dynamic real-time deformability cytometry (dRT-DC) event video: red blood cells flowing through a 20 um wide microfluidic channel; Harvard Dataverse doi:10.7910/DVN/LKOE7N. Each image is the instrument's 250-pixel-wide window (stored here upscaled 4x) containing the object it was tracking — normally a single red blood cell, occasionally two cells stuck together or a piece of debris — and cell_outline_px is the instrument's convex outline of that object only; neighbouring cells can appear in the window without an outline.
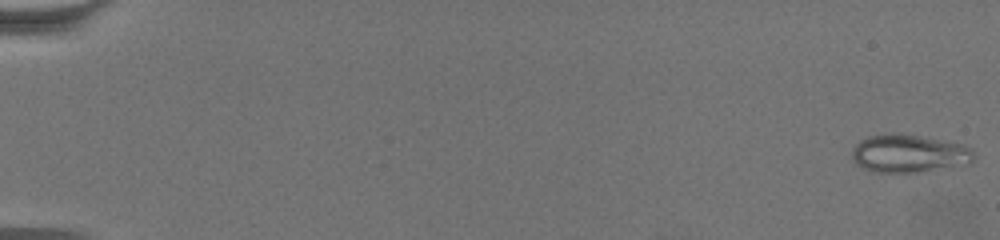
{"species": "common noctule bat (a hibernating species)", "species_latin": "Nyctalus noctula", "temperature_condition": "warm", "stored_images_in_passage": 64, "camera_frame_rate_fps": 3000, "um_per_image_px": 0.085, "animal": {"sex": "female", "body_mass_g": 19.5, "forearm_length_mm": 54.1}, "frame": {"image": 1, "passage_image": 1, "time_ms": 0.0, "image_size_px": [1000, 240], "cell_outline_px": [[976, 160], [972, 164], [920, 172], [872, 172], [856, 164], [852, 160], [852, 148], [860, 140], [868, 136], [892, 132], [896, 132], [920, 136], [960, 144], [972, 148], [976, 152]], "centroid_in_image_um": [77.3, 13.05], "position_along_channel_um": 7.7, "area_um2": 27.51}}
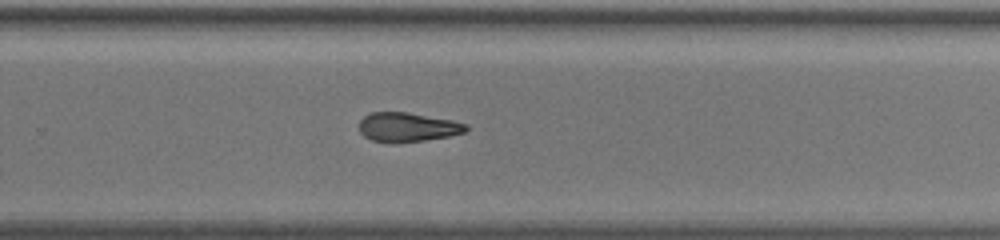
{"frame": {"image": 2, "passage_image": 44, "time_ms": 14.333, "image_size_px": [1000, 240], "cell_outline_px": [[468, 128], [464, 132], [448, 136], [424, 140], [392, 144], [372, 140], [364, 136], [360, 132], [360, 120], [364, 116], [372, 112], [408, 112], [452, 120], [468, 124]], "centroid_in_image_um": [34.62, 10.81], "position_along_channel_um": 295.2, "area_um2": 18.26}}
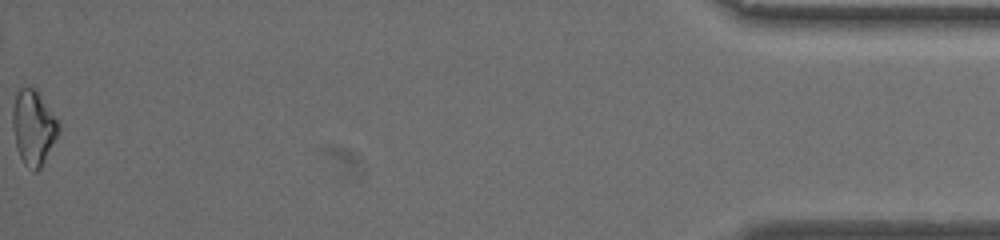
{"frame": {"image": 3, "passage_image": 64, "time_ms": 21.0, "image_size_px": [1000, 240], "cell_outline_px": [[60, 128], [40, 168], [36, 172], [32, 172], [24, 164], [16, 148], [12, 124], [12, 112], [16, 96], [20, 88], [36, 88], [60, 124]], "centroid_in_image_um": [2.82, 10.85], "position_along_channel_um": 432.4, "area_um2": 19.71}, "authors_computed_cell_mechanics": {"area_um2": 19.4208, "velocity_mm_per_s": 3.3926, "shape_relaxation_time_tau1_ms": 6.8506, "shape_relaxation_time_tau2_ms": 2.5703, "deformation_change_tau1": 0.1673, "deformation_change_tau2": 0.0904}}